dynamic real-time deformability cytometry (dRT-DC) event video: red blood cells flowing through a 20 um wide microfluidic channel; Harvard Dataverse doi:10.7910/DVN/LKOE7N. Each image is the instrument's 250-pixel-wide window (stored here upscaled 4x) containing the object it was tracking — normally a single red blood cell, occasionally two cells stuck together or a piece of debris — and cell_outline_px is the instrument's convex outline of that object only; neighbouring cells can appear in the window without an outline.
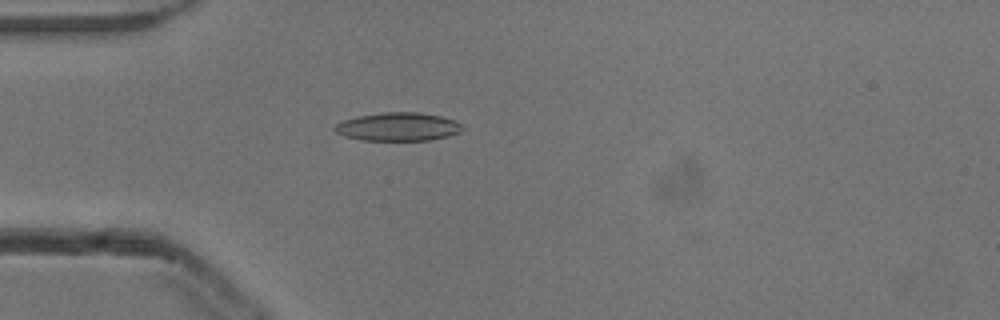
{"species": "common noctule bat (a hibernating species)", "species_latin": "Nyctalus noctula", "temperature_condition": "cold", "stored_images_in_passage": 7, "camera_frame_rate_fps": 3000, "um_per_image_px": 0.085, "animal": {"sex": "male", "body_mass_g": 13.3}, "frame": {"image": 1, "passage_image": 5, "time_ms": 1.333, "image_size_px": [1000, 320], "cell_outline_px": [[464, 128], [460, 132], [448, 136], [428, 140], [364, 140], [344, 136], [336, 132], [332, 128], [336, 124], [344, 120], [360, 116], [384, 112], [416, 112], [440, 116], [452, 120], [460, 124]], "centroid_in_image_um": [33.82, 10.78], "position_along_channel_um": 51.2, "area_um2": 20.81}}